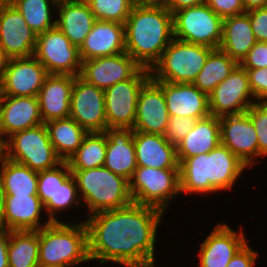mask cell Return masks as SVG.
<instances>
[{
	"label": "cell",
	"mask_w": 267,
	"mask_h": 267,
	"mask_svg": "<svg viewBox=\"0 0 267 267\" xmlns=\"http://www.w3.org/2000/svg\"><path fill=\"white\" fill-rule=\"evenodd\" d=\"M168 213L132 202L85 217L90 262L140 267L155 262L159 225Z\"/></svg>",
	"instance_id": "1"
},
{
	"label": "cell",
	"mask_w": 267,
	"mask_h": 267,
	"mask_svg": "<svg viewBox=\"0 0 267 267\" xmlns=\"http://www.w3.org/2000/svg\"><path fill=\"white\" fill-rule=\"evenodd\" d=\"M248 167L220 144L209 153L185 158L179 164L180 194L212 195L230 190ZM235 184V185H234Z\"/></svg>",
	"instance_id": "2"
},
{
	"label": "cell",
	"mask_w": 267,
	"mask_h": 267,
	"mask_svg": "<svg viewBox=\"0 0 267 267\" xmlns=\"http://www.w3.org/2000/svg\"><path fill=\"white\" fill-rule=\"evenodd\" d=\"M125 52L151 69L174 39L172 13L164 7L134 5L124 23Z\"/></svg>",
	"instance_id": "3"
},
{
	"label": "cell",
	"mask_w": 267,
	"mask_h": 267,
	"mask_svg": "<svg viewBox=\"0 0 267 267\" xmlns=\"http://www.w3.org/2000/svg\"><path fill=\"white\" fill-rule=\"evenodd\" d=\"M72 222H50L38 230L40 267H76L90 263L85 221Z\"/></svg>",
	"instance_id": "4"
},
{
	"label": "cell",
	"mask_w": 267,
	"mask_h": 267,
	"mask_svg": "<svg viewBox=\"0 0 267 267\" xmlns=\"http://www.w3.org/2000/svg\"><path fill=\"white\" fill-rule=\"evenodd\" d=\"M75 178L78 194L85 206L87 216L101 211H110L132 203L129 181L111 172L105 166L70 170Z\"/></svg>",
	"instance_id": "5"
},
{
	"label": "cell",
	"mask_w": 267,
	"mask_h": 267,
	"mask_svg": "<svg viewBox=\"0 0 267 267\" xmlns=\"http://www.w3.org/2000/svg\"><path fill=\"white\" fill-rule=\"evenodd\" d=\"M214 49L173 39L150 69L155 81L193 84Z\"/></svg>",
	"instance_id": "6"
},
{
	"label": "cell",
	"mask_w": 267,
	"mask_h": 267,
	"mask_svg": "<svg viewBox=\"0 0 267 267\" xmlns=\"http://www.w3.org/2000/svg\"><path fill=\"white\" fill-rule=\"evenodd\" d=\"M133 202L164 213L180 194L179 168L158 169L138 166L129 181Z\"/></svg>",
	"instance_id": "7"
},
{
	"label": "cell",
	"mask_w": 267,
	"mask_h": 267,
	"mask_svg": "<svg viewBox=\"0 0 267 267\" xmlns=\"http://www.w3.org/2000/svg\"><path fill=\"white\" fill-rule=\"evenodd\" d=\"M6 158L36 172L52 169L62 162L44 123L9 136L6 139Z\"/></svg>",
	"instance_id": "8"
},
{
	"label": "cell",
	"mask_w": 267,
	"mask_h": 267,
	"mask_svg": "<svg viewBox=\"0 0 267 267\" xmlns=\"http://www.w3.org/2000/svg\"><path fill=\"white\" fill-rule=\"evenodd\" d=\"M174 38L217 49L222 40L223 19L206 3L172 13Z\"/></svg>",
	"instance_id": "9"
},
{
	"label": "cell",
	"mask_w": 267,
	"mask_h": 267,
	"mask_svg": "<svg viewBox=\"0 0 267 267\" xmlns=\"http://www.w3.org/2000/svg\"><path fill=\"white\" fill-rule=\"evenodd\" d=\"M150 78V70L142 68L132 79L104 90L107 128H134L138 96Z\"/></svg>",
	"instance_id": "10"
},
{
	"label": "cell",
	"mask_w": 267,
	"mask_h": 267,
	"mask_svg": "<svg viewBox=\"0 0 267 267\" xmlns=\"http://www.w3.org/2000/svg\"><path fill=\"white\" fill-rule=\"evenodd\" d=\"M48 74L78 76L81 71L79 48L64 33L54 27L37 35L33 55Z\"/></svg>",
	"instance_id": "11"
},
{
	"label": "cell",
	"mask_w": 267,
	"mask_h": 267,
	"mask_svg": "<svg viewBox=\"0 0 267 267\" xmlns=\"http://www.w3.org/2000/svg\"><path fill=\"white\" fill-rule=\"evenodd\" d=\"M209 111L215 117L245 113L257 102L252 94L247 71L239 64L208 96Z\"/></svg>",
	"instance_id": "12"
},
{
	"label": "cell",
	"mask_w": 267,
	"mask_h": 267,
	"mask_svg": "<svg viewBox=\"0 0 267 267\" xmlns=\"http://www.w3.org/2000/svg\"><path fill=\"white\" fill-rule=\"evenodd\" d=\"M69 117L87 132H105L107 120L104 90L86 82L79 75L74 77Z\"/></svg>",
	"instance_id": "13"
},
{
	"label": "cell",
	"mask_w": 267,
	"mask_h": 267,
	"mask_svg": "<svg viewBox=\"0 0 267 267\" xmlns=\"http://www.w3.org/2000/svg\"><path fill=\"white\" fill-rule=\"evenodd\" d=\"M243 231L234 230L225 222L216 223L199 245L198 267H226L248 241Z\"/></svg>",
	"instance_id": "14"
},
{
	"label": "cell",
	"mask_w": 267,
	"mask_h": 267,
	"mask_svg": "<svg viewBox=\"0 0 267 267\" xmlns=\"http://www.w3.org/2000/svg\"><path fill=\"white\" fill-rule=\"evenodd\" d=\"M221 144L236 155L250 170L258 164V137L245 112L219 117ZM256 164V165H255Z\"/></svg>",
	"instance_id": "15"
},
{
	"label": "cell",
	"mask_w": 267,
	"mask_h": 267,
	"mask_svg": "<svg viewBox=\"0 0 267 267\" xmlns=\"http://www.w3.org/2000/svg\"><path fill=\"white\" fill-rule=\"evenodd\" d=\"M142 67L126 52L82 61L79 76L99 89L132 79Z\"/></svg>",
	"instance_id": "16"
},
{
	"label": "cell",
	"mask_w": 267,
	"mask_h": 267,
	"mask_svg": "<svg viewBox=\"0 0 267 267\" xmlns=\"http://www.w3.org/2000/svg\"><path fill=\"white\" fill-rule=\"evenodd\" d=\"M37 34L14 5L0 7V47L10 58L34 55Z\"/></svg>",
	"instance_id": "17"
},
{
	"label": "cell",
	"mask_w": 267,
	"mask_h": 267,
	"mask_svg": "<svg viewBox=\"0 0 267 267\" xmlns=\"http://www.w3.org/2000/svg\"><path fill=\"white\" fill-rule=\"evenodd\" d=\"M47 75L45 67L34 56L10 58L2 77L4 95L37 97Z\"/></svg>",
	"instance_id": "18"
},
{
	"label": "cell",
	"mask_w": 267,
	"mask_h": 267,
	"mask_svg": "<svg viewBox=\"0 0 267 267\" xmlns=\"http://www.w3.org/2000/svg\"><path fill=\"white\" fill-rule=\"evenodd\" d=\"M169 117L162 87L150 78L138 96L133 130L164 135Z\"/></svg>",
	"instance_id": "19"
},
{
	"label": "cell",
	"mask_w": 267,
	"mask_h": 267,
	"mask_svg": "<svg viewBox=\"0 0 267 267\" xmlns=\"http://www.w3.org/2000/svg\"><path fill=\"white\" fill-rule=\"evenodd\" d=\"M44 212L38 195H5L0 226L10 231H37L51 222L43 217L46 214Z\"/></svg>",
	"instance_id": "20"
},
{
	"label": "cell",
	"mask_w": 267,
	"mask_h": 267,
	"mask_svg": "<svg viewBox=\"0 0 267 267\" xmlns=\"http://www.w3.org/2000/svg\"><path fill=\"white\" fill-rule=\"evenodd\" d=\"M156 82L162 87L169 116L201 119L210 115L208 95L194 84Z\"/></svg>",
	"instance_id": "21"
},
{
	"label": "cell",
	"mask_w": 267,
	"mask_h": 267,
	"mask_svg": "<svg viewBox=\"0 0 267 267\" xmlns=\"http://www.w3.org/2000/svg\"><path fill=\"white\" fill-rule=\"evenodd\" d=\"M43 124L38 97L4 96L0 108V136L5 140L13 133Z\"/></svg>",
	"instance_id": "22"
},
{
	"label": "cell",
	"mask_w": 267,
	"mask_h": 267,
	"mask_svg": "<svg viewBox=\"0 0 267 267\" xmlns=\"http://www.w3.org/2000/svg\"><path fill=\"white\" fill-rule=\"evenodd\" d=\"M125 52L124 24L96 20L79 48L81 61Z\"/></svg>",
	"instance_id": "23"
},
{
	"label": "cell",
	"mask_w": 267,
	"mask_h": 267,
	"mask_svg": "<svg viewBox=\"0 0 267 267\" xmlns=\"http://www.w3.org/2000/svg\"><path fill=\"white\" fill-rule=\"evenodd\" d=\"M73 83L71 75L48 74L45 77L37 96L43 123L69 117Z\"/></svg>",
	"instance_id": "24"
},
{
	"label": "cell",
	"mask_w": 267,
	"mask_h": 267,
	"mask_svg": "<svg viewBox=\"0 0 267 267\" xmlns=\"http://www.w3.org/2000/svg\"><path fill=\"white\" fill-rule=\"evenodd\" d=\"M56 27L80 48L92 30L96 18L85 0H58Z\"/></svg>",
	"instance_id": "25"
},
{
	"label": "cell",
	"mask_w": 267,
	"mask_h": 267,
	"mask_svg": "<svg viewBox=\"0 0 267 267\" xmlns=\"http://www.w3.org/2000/svg\"><path fill=\"white\" fill-rule=\"evenodd\" d=\"M107 148L104 166L116 175L132 178L136 170V154L133 142V129L107 128Z\"/></svg>",
	"instance_id": "26"
},
{
	"label": "cell",
	"mask_w": 267,
	"mask_h": 267,
	"mask_svg": "<svg viewBox=\"0 0 267 267\" xmlns=\"http://www.w3.org/2000/svg\"><path fill=\"white\" fill-rule=\"evenodd\" d=\"M133 142L137 166L179 168L176 146L167 142L164 135L134 131Z\"/></svg>",
	"instance_id": "27"
},
{
	"label": "cell",
	"mask_w": 267,
	"mask_h": 267,
	"mask_svg": "<svg viewBox=\"0 0 267 267\" xmlns=\"http://www.w3.org/2000/svg\"><path fill=\"white\" fill-rule=\"evenodd\" d=\"M220 144L219 117L210 114L198 119L191 131L176 145L178 163L188 157L209 153Z\"/></svg>",
	"instance_id": "28"
},
{
	"label": "cell",
	"mask_w": 267,
	"mask_h": 267,
	"mask_svg": "<svg viewBox=\"0 0 267 267\" xmlns=\"http://www.w3.org/2000/svg\"><path fill=\"white\" fill-rule=\"evenodd\" d=\"M249 15L245 12L223 19L222 40L219 49L238 64L256 43Z\"/></svg>",
	"instance_id": "29"
},
{
	"label": "cell",
	"mask_w": 267,
	"mask_h": 267,
	"mask_svg": "<svg viewBox=\"0 0 267 267\" xmlns=\"http://www.w3.org/2000/svg\"><path fill=\"white\" fill-rule=\"evenodd\" d=\"M44 124L46 125L54 150L62 161H68L77 151L84 136L88 133L71 117L51 120Z\"/></svg>",
	"instance_id": "30"
},
{
	"label": "cell",
	"mask_w": 267,
	"mask_h": 267,
	"mask_svg": "<svg viewBox=\"0 0 267 267\" xmlns=\"http://www.w3.org/2000/svg\"><path fill=\"white\" fill-rule=\"evenodd\" d=\"M9 267H39V234L37 231H10Z\"/></svg>",
	"instance_id": "31"
},
{
	"label": "cell",
	"mask_w": 267,
	"mask_h": 267,
	"mask_svg": "<svg viewBox=\"0 0 267 267\" xmlns=\"http://www.w3.org/2000/svg\"><path fill=\"white\" fill-rule=\"evenodd\" d=\"M237 65L238 63L227 53L219 48L214 49L209 54L193 84L209 96L213 89L225 80Z\"/></svg>",
	"instance_id": "32"
},
{
	"label": "cell",
	"mask_w": 267,
	"mask_h": 267,
	"mask_svg": "<svg viewBox=\"0 0 267 267\" xmlns=\"http://www.w3.org/2000/svg\"><path fill=\"white\" fill-rule=\"evenodd\" d=\"M5 195H38V172L5 159L0 167Z\"/></svg>",
	"instance_id": "33"
},
{
	"label": "cell",
	"mask_w": 267,
	"mask_h": 267,
	"mask_svg": "<svg viewBox=\"0 0 267 267\" xmlns=\"http://www.w3.org/2000/svg\"><path fill=\"white\" fill-rule=\"evenodd\" d=\"M106 148L105 132H88L77 151L67 161L70 170H87L104 166Z\"/></svg>",
	"instance_id": "34"
},
{
	"label": "cell",
	"mask_w": 267,
	"mask_h": 267,
	"mask_svg": "<svg viewBox=\"0 0 267 267\" xmlns=\"http://www.w3.org/2000/svg\"><path fill=\"white\" fill-rule=\"evenodd\" d=\"M58 0H14L13 5L21 13L27 25L37 34L56 27ZM54 11V12H53Z\"/></svg>",
	"instance_id": "35"
},
{
	"label": "cell",
	"mask_w": 267,
	"mask_h": 267,
	"mask_svg": "<svg viewBox=\"0 0 267 267\" xmlns=\"http://www.w3.org/2000/svg\"><path fill=\"white\" fill-rule=\"evenodd\" d=\"M81 204V205H80ZM78 205L81 207L82 202L78 194L77 184L75 178L71 174L61 185L56 192V201H48L44 205L45 217H48V220L51 222L61 221V212L69 211L72 207ZM68 209V210H67ZM58 214L60 217H57ZM60 218V219H59Z\"/></svg>",
	"instance_id": "36"
},
{
	"label": "cell",
	"mask_w": 267,
	"mask_h": 267,
	"mask_svg": "<svg viewBox=\"0 0 267 267\" xmlns=\"http://www.w3.org/2000/svg\"><path fill=\"white\" fill-rule=\"evenodd\" d=\"M71 174L67 161H62L52 169L38 172V196L43 205L48 201H56V192L59 185Z\"/></svg>",
	"instance_id": "37"
},
{
	"label": "cell",
	"mask_w": 267,
	"mask_h": 267,
	"mask_svg": "<svg viewBox=\"0 0 267 267\" xmlns=\"http://www.w3.org/2000/svg\"><path fill=\"white\" fill-rule=\"evenodd\" d=\"M96 20L124 24L134 3L133 0H85Z\"/></svg>",
	"instance_id": "38"
},
{
	"label": "cell",
	"mask_w": 267,
	"mask_h": 267,
	"mask_svg": "<svg viewBox=\"0 0 267 267\" xmlns=\"http://www.w3.org/2000/svg\"><path fill=\"white\" fill-rule=\"evenodd\" d=\"M246 113L249 115L258 137V162L260 158L267 157V103L257 101L253 103Z\"/></svg>",
	"instance_id": "39"
},
{
	"label": "cell",
	"mask_w": 267,
	"mask_h": 267,
	"mask_svg": "<svg viewBox=\"0 0 267 267\" xmlns=\"http://www.w3.org/2000/svg\"><path fill=\"white\" fill-rule=\"evenodd\" d=\"M197 120L193 117L170 116L164 133L165 140L176 146L191 131Z\"/></svg>",
	"instance_id": "40"
},
{
	"label": "cell",
	"mask_w": 267,
	"mask_h": 267,
	"mask_svg": "<svg viewBox=\"0 0 267 267\" xmlns=\"http://www.w3.org/2000/svg\"><path fill=\"white\" fill-rule=\"evenodd\" d=\"M239 65L244 69L267 68V42H256Z\"/></svg>",
	"instance_id": "41"
},
{
	"label": "cell",
	"mask_w": 267,
	"mask_h": 267,
	"mask_svg": "<svg viewBox=\"0 0 267 267\" xmlns=\"http://www.w3.org/2000/svg\"><path fill=\"white\" fill-rule=\"evenodd\" d=\"M249 78V85L256 101L267 100V68L245 69Z\"/></svg>",
	"instance_id": "42"
},
{
	"label": "cell",
	"mask_w": 267,
	"mask_h": 267,
	"mask_svg": "<svg viewBox=\"0 0 267 267\" xmlns=\"http://www.w3.org/2000/svg\"><path fill=\"white\" fill-rule=\"evenodd\" d=\"M206 4L222 19L246 12L242 0H206Z\"/></svg>",
	"instance_id": "43"
},
{
	"label": "cell",
	"mask_w": 267,
	"mask_h": 267,
	"mask_svg": "<svg viewBox=\"0 0 267 267\" xmlns=\"http://www.w3.org/2000/svg\"><path fill=\"white\" fill-rule=\"evenodd\" d=\"M249 15L252 30L257 42H267V7L246 12Z\"/></svg>",
	"instance_id": "44"
},
{
	"label": "cell",
	"mask_w": 267,
	"mask_h": 267,
	"mask_svg": "<svg viewBox=\"0 0 267 267\" xmlns=\"http://www.w3.org/2000/svg\"><path fill=\"white\" fill-rule=\"evenodd\" d=\"M247 242L234 257L230 260L226 267H256L259 259V251L254 250Z\"/></svg>",
	"instance_id": "45"
},
{
	"label": "cell",
	"mask_w": 267,
	"mask_h": 267,
	"mask_svg": "<svg viewBox=\"0 0 267 267\" xmlns=\"http://www.w3.org/2000/svg\"><path fill=\"white\" fill-rule=\"evenodd\" d=\"M10 230L0 226V267H9L8 264V244Z\"/></svg>",
	"instance_id": "46"
},
{
	"label": "cell",
	"mask_w": 267,
	"mask_h": 267,
	"mask_svg": "<svg viewBox=\"0 0 267 267\" xmlns=\"http://www.w3.org/2000/svg\"><path fill=\"white\" fill-rule=\"evenodd\" d=\"M206 3V0H167L166 8L174 13L184 8H189Z\"/></svg>",
	"instance_id": "47"
},
{
	"label": "cell",
	"mask_w": 267,
	"mask_h": 267,
	"mask_svg": "<svg viewBox=\"0 0 267 267\" xmlns=\"http://www.w3.org/2000/svg\"><path fill=\"white\" fill-rule=\"evenodd\" d=\"M134 5L164 7L166 8L167 0H133Z\"/></svg>",
	"instance_id": "48"
},
{
	"label": "cell",
	"mask_w": 267,
	"mask_h": 267,
	"mask_svg": "<svg viewBox=\"0 0 267 267\" xmlns=\"http://www.w3.org/2000/svg\"><path fill=\"white\" fill-rule=\"evenodd\" d=\"M245 11L267 7V0H242Z\"/></svg>",
	"instance_id": "49"
},
{
	"label": "cell",
	"mask_w": 267,
	"mask_h": 267,
	"mask_svg": "<svg viewBox=\"0 0 267 267\" xmlns=\"http://www.w3.org/2000/svg\"><path fill=\"white\" fill-rule=\"evenodd\" d=\"M6 159V140L0 136V167Z\"/></svg>",
	"instance_id": "50"
},
{
	"label": "cell",
	"mask_w": 267,
	"mask_h": 267,
	"mask_svg": "<svg viewBox=\"0 0 267 267\" xmlns=\"http://www.w3.org/2000/svg\"><path fill=\"white\" fill-rule=\"evenodd\" d=\"M7 60L8 58L5 56L3 49L0 47V79L3 77Z\"/></svg>",
	"instance_id": "51"
},
{
	"label": "cell",
	"mask_w": 267,
	"mask_h": 267,
	"mask_svg": "<svg viewBox=\"0 0 267 267\" xmlns=\"http://www.w3.org/2000/svg\"><path fill=\"white\" fill-rule=\"evenodd\" d=\"M4 202H5V191L3 188V182H2L1 175H0V220L3 214V210H4Z\"/></svg>",
	"instance_id": "52"
},
{
	"label": "cell",
	"mask_w": 267,
	"mask_h": 267,
	"mask_svg": "<svg viewBox=\"0 0 267 267\" xmlns=\"http://www.w3.org/2000/svg\"><path fill=\"white\" fill-rule=\"evenodd\" d=\"M4 96L5 95H4L3 81L2 79H0V108L2 106Z\"/></svg>",
	"instance_id": "53"
},
{
	"label": "cell",
	"mask_w": 267,
	"mask_h": 267,
	"mask_svg": "<svg viewBox=\"0 0 267 267\" xmlns=\"http://www.w3.org/2000/svg\"><path fill=\"white\" fill-rule=\"evenodd\" d=\"M14 0H0V7L13 5Z\"/></svg>",
	"instance_id": "54"
},
{
	"label": "cell",
	"mask_w": 267,
	"mask_h": 267,
	"mask_svg": "<svg viewBox=\"0 0 267 267\" xmlns=\"http://www.w3.org/2000/svg\"><path fill=\"white\" fill-rule=\"evenodd\" d=\"M140 267H159V266L158 263L156 264V262H150Z\"/></svg>",
	"instance_id": "55"
}]
</instances>
